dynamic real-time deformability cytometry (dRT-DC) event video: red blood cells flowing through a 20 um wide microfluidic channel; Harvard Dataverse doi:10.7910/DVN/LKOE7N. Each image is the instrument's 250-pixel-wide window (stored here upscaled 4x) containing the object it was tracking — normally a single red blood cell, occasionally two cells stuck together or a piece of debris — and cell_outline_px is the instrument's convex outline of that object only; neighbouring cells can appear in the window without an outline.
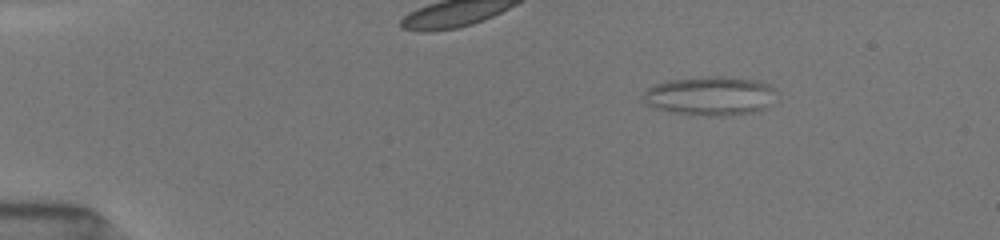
{"species": "common noctule bat (a hibernating species)", "species_latin": "Nyctalus noctula", "temperature_condition": "room temperature", "stored_images_in_passage": 76, "camera_frame_rate_fps": 3000, "um_per_image_px": 0.085, "animal": {"sex": "female", "body_mass_g": 19.5, "forearm_length_mm": 54.1}, "frame": {"image": 1, "passage_image": 1, "time_ms": 0.0, "image_size_px": [1000, 240], "cell_outline_px": [[776, 92], [764, 108], [756, 112], [720, 116], [708, 116], [676, 112], [652, 108], [644, 104], [644, 92], [648, 88], [656, 84], [668, 80], [708, 76], [724, 76], [756, 80], [768, 84]], "centroid_in_image_um": [60.32, 8.14], "position_along_channel_um": 24.7, "area_um2": 30.06}}
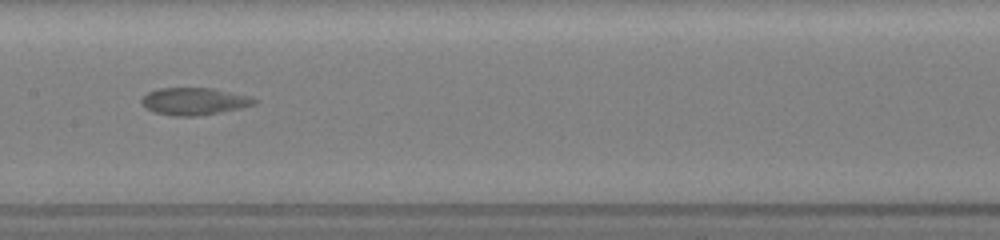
{"frame": {"image": 2, "passage_image": 30, "time_ms": 6.667, "image_size_px": [1000, 240], "cell_outline_px": [[260, 100], [256, 104], [240, 108], [220, 112], [196, 116], [172, 116], [156, 112], [144, 108], [140, 104], [140, 100], [148, 92], [160, 88], [212, 88], [252, 96]], "centroid_in_image_um": [16.52, 8.61], "position_along_channel_um": 190.9, "area_um2": 18.09}}
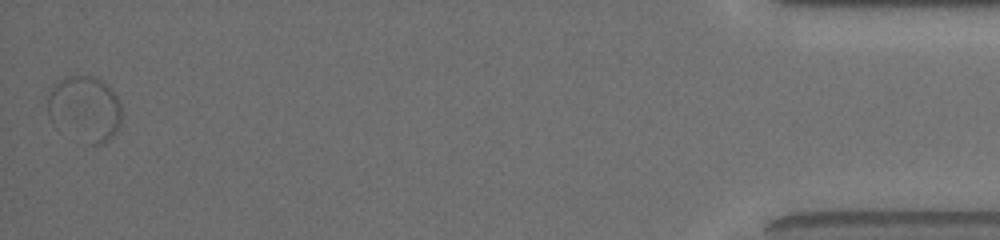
{"frame": {"image": 3, "passage_image": 75, "time_ms": 15.0, "image_size_px": [1000, 240], "cell_outline_px": [[120, 124], [116, 132], [104, 144], [92, 144], [48, 116], [48, 92], [56, 80], [64, 76], [96, 76], [108, 84], [112, 88], [120, 100]], "centroid_in_image_um": [7.26, 9.13], "position_along_channel_um": 427.9, "area_um2": 27.57}}